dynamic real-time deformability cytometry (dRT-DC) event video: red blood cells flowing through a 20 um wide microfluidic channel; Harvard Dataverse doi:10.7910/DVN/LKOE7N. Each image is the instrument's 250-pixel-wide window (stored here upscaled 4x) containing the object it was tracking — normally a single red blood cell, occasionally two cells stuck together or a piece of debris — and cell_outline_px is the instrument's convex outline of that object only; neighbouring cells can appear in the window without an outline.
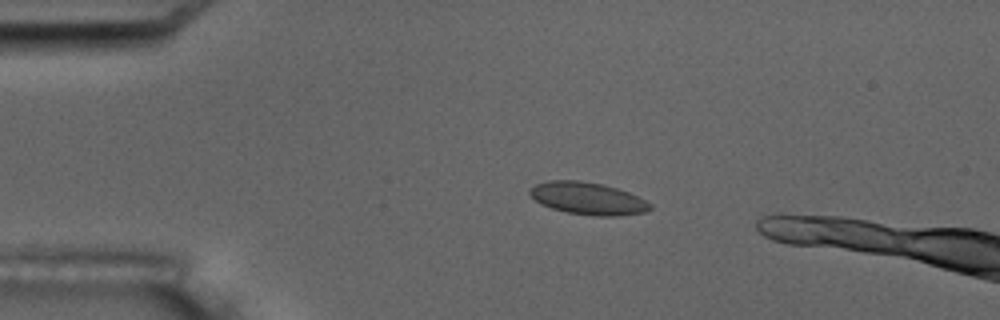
{"species": "common noctule bat (a hibernating species)", "species_latin": "Nyctalus noctula", "temperature_condition": "room temperature", "stored_images_in_passage": 9, "camera_frame_rate_fps": 3000, "um_per_image_px": 0.085, "animal": {"sex": "male", "body_mass_g": 17.5, "forearm_length_mm": 52.3}, "frame": {"image": 1, "passage_image": 4, "time_ms": 3.333, "image_size_px": [1000, 320], "cell_outline_px": [[652, 208], [644, 212], [620, 216], [596, 216], [568, 212], [552, 208], [540, 204], [528, 192], [536, 184], [548, 180], [580, 180], [604, 184], [628, 192], [652, 204]], "centroid_in_image_um": [49.97, 16.86], "position_along_channel_um": 35.0, "area_um2": 22.54}}
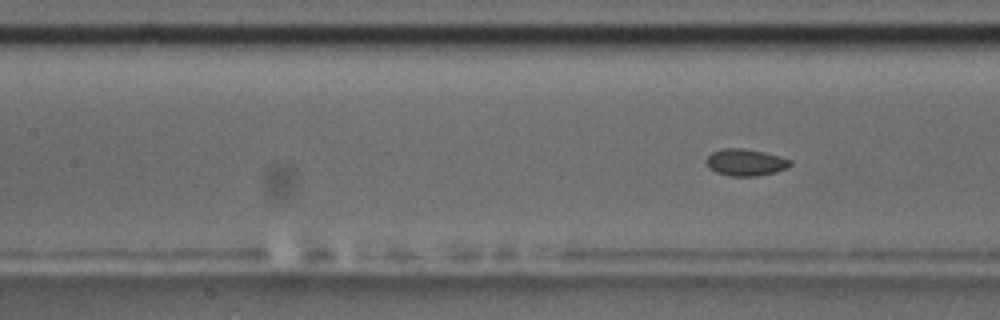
{"frame": {"image": 2, "passage_image": 9, "time_ms": 10.0, "image_size_px": [1000, 320], "cell_outline_px": [[792, 164], [788, 168], [776, 172], [756, 176], [728, 176], [716, 172], [708, 168], [704, 160], [712, 152], [724, 148], [744, 148], [764, 152], [780, 156], [792, 160]], "centroid_in_image_um": [63.37, 13.8], "position_along_channel_um": 144.0, "area_um2": 13.35}}